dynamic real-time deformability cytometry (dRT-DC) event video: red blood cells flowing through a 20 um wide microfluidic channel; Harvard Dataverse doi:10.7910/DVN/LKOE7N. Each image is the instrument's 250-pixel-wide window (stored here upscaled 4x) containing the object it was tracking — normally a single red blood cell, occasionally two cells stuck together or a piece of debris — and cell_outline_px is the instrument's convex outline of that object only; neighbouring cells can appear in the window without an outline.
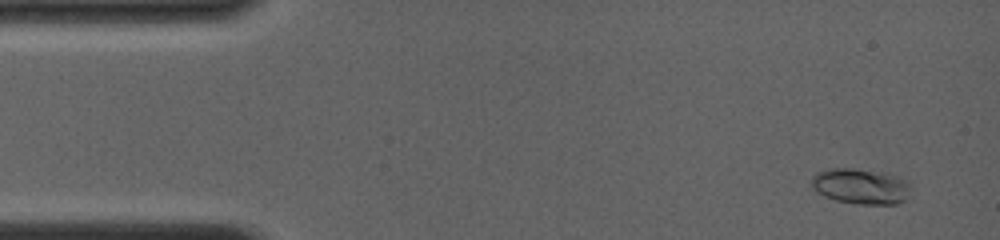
{"species": "common noctule bat (a hibernating species)", "species_latin": "Nyctalus noctula", "temperature_condition": "room temperature", "stored_images_in_passage": 7, "camera_frame_rate_fps": 4000, "um_per_image_px": 0.085, "animal": {"sex": "female", "body_mass_g": 19.0, "forearm_length_mm": 56.7}, "frame": {"image": 1, "passage_image": 2, "time_ms": 0.75, "image_size_px": [1000, 240], "cell_outline_px": [[912, 188], [908, 200], [896, 204], [860, 204], [836, 200], [824, 196], [816, 192], [808, 184], [812, 176], [816, 172], [832, 168], [852, 168], [880, 172], [896, 176], [908, 180]], "centroid_in_image_um": [73.17, 15.84], "position_along_channel_um": 11.8, "area_um2": 21.04}}
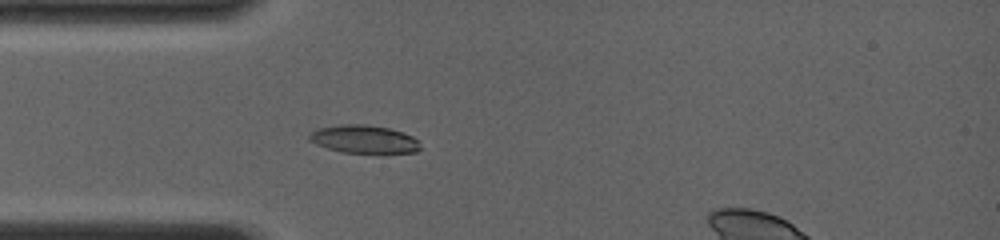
{"frame": {"image": 2, "passage_image": 7, "time_ms": 4.25, "image_size_px": [1000, 240], "cell_outline_px": [[420, 148], [416, 152], [340, 152], [316, 144], [308, 140], [308, 136], [312, 132], [320, 128], [340, 124], [364, 124], [388, 128], [404, 132], [412, 136], [416, 140]], "centroid_in_image_um": [30.9, 11.82], "position_along_channel_um": 54.1, "area_um2": 17.8}}